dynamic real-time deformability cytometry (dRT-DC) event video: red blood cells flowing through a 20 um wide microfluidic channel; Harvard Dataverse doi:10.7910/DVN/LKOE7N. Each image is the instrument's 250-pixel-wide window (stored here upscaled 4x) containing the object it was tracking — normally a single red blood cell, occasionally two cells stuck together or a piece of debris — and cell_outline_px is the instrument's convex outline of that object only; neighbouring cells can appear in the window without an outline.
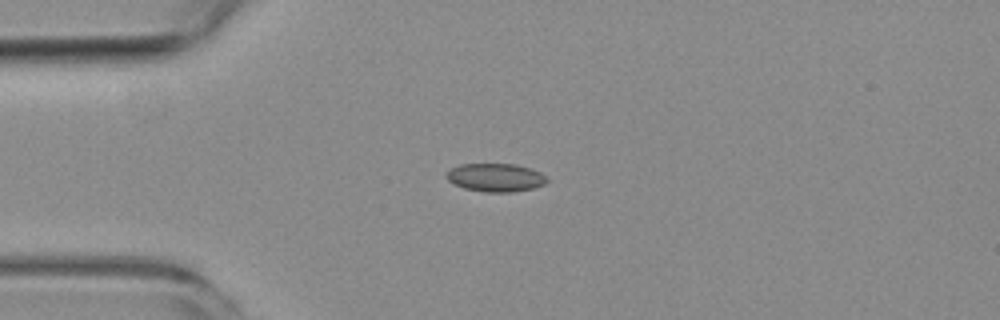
{"species": "common noctule bat (a hibernating species)", "species_latin": "Nyctalus noctula", "temperature_condition": "room temperature", "stored_images_in_passage": 4, "camera_frame_rate_fps": 3000, "um_per_image_px": 0.085, "animal": {"sex": "female", "body_mass_g": 19.3, "forearm_length_mm": 54.1}, "frame": {"image": 1, "passage_image": 3, "time_ms": 2.0, "image_size_px": [1000, 320], "cell_outline_px": [[548, 180], [544, 184], [532, 188], [512, 192], [484, 192], [464, 188], [452, 184], [444, 176], [444, 172], [460, 164], [516, 164], [532, 168], [540, 172]], "centroid_in_image_um": [42.07, 15.08], "position_along_channel_um": 42.9, "area_um2": 16.7}}